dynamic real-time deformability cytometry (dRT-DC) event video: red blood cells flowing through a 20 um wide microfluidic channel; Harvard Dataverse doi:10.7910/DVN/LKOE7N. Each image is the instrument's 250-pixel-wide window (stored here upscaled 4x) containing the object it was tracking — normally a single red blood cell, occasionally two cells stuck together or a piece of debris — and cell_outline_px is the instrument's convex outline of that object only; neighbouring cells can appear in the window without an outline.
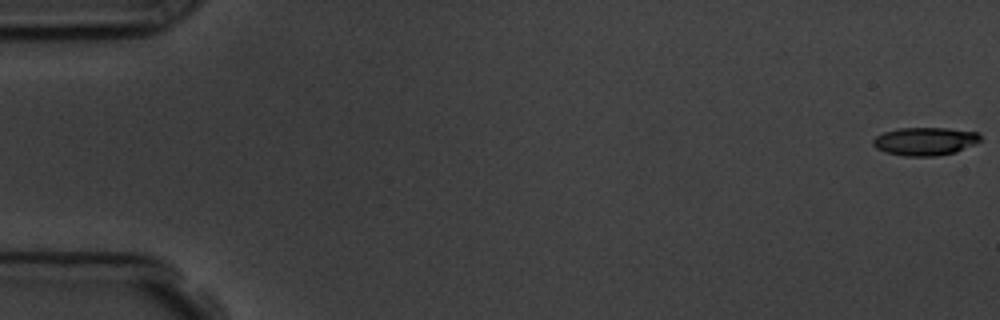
{"species": "common noctule bat (a hibernating species)", "species_latin": "Nyctalus noctula", "temperature_condition": "room temperature", "stored_images_in_passage": 57, "camera_frame_rate_fps": 3000, "um_per_image_px": 0.085, "animal": {"sex": "male", "body_mass_g": 19.5, "forearm_length_mm": 54.6}, "frame": {"image": 1, "passage_image": 1, "time_ms": 0.0, "image_size_px": [1000, 320], "cell_outline_px": [[980, 140], [976, 144], [956, 152], [936, 156], [904, 156], [884, 152], [876, 148], [872, 144], [872, 140], [876, 136], [884, 132], [896, 128], [948, 128], [980, 132]], "centroid_in_image_um": [78.63, 12.01], "position_along_channel_um": 6.4, "area_um2": 17.8}}
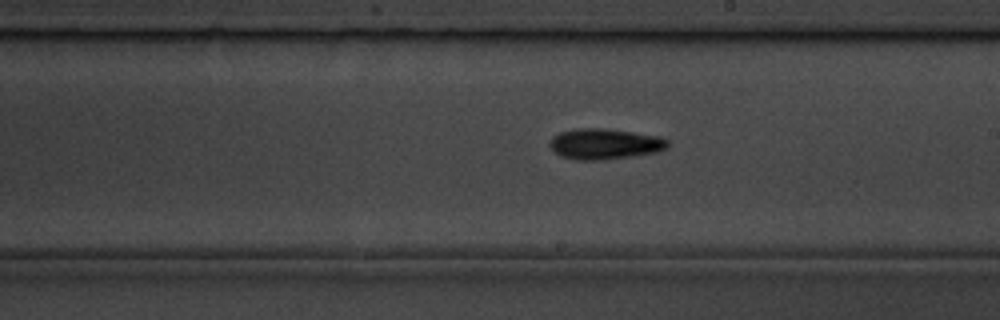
{"frame": {"image": 2, "passage_image": 33, "time_ms": 10.667, "image_size_px": [1000, 320], "cell_outline_px": [[668, 148], [656, 152], [632, 156], [600, 160], [576, 160], [560, 156], [548, 144], [552, 136], [560, 132], [572, 128], [604, 128], [660, 136], [668, 140]], "centroid_in_image_um": [51.38, 12.22], "position_along_channel_um": 237.6, "area_um2": 21.21}}
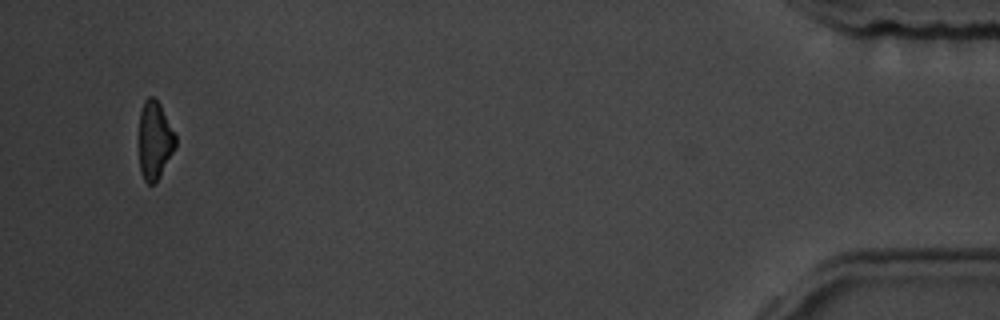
{"frame": {"image": 3, "passage_image": 55, "time_ms": 18.0, "image_size_px": [1000, 320], "cell_outline_px": [[176, 148], [156, 184], [148, 184], [144, 180], [140, 172], [140, 112], [144, 100], [148, 96], [152, 96], [160, 104], [176, 136]], "centroid_in_image_um": [13.16, 11.96], "position_along_channel_um": 422.0, "area_um2": 16.65}, "authors_computed_cell_mechanics": {"area_um2": 18.8428, "velocity_mm_per_s": 3.6227, "shape_relaxation_time_tau1_ms": 4.5702, "shape_relaxation_time_tau2_ms": null, "deformation_change_tau1": 0.1439, "deformation_change_tau2": null}}